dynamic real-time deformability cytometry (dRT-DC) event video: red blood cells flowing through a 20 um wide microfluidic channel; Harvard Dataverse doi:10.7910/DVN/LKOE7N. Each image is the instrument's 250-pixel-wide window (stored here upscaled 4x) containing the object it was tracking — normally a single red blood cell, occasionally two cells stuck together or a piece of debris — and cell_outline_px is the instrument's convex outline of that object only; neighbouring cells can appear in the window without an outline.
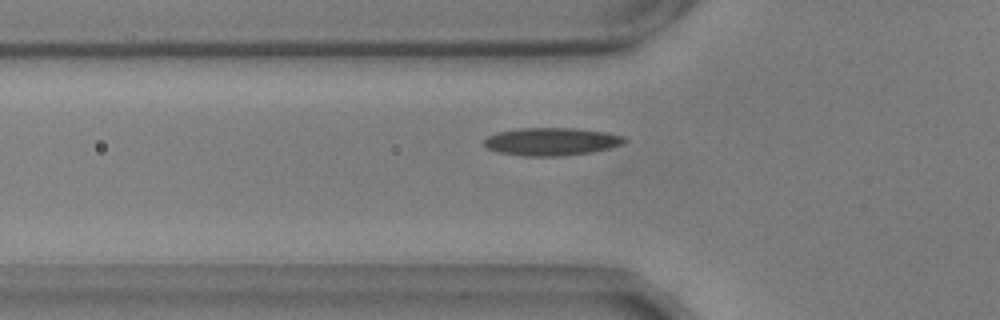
{"species": "common noctule bat (a hibernating species)", "species_latin": "Nyctalus noctula", "temperature_condition": "warm", "stored_images_in_passage": 49, "camera_frame_rate_fps": 3000, "um_per_image_px": 0.085, "animal": {"sex": "male", "body_mass_g": 17.9, "forearm_length_mm": 54.2}, "frame": {"image": 1, "passage_image": 21, "time_ms": 6.667, "image_size_px": [1000, 320], "cell_outline_px": [[628, 140], [624, 144], [592, 152], [560, 156], [524, 156], [496, 152], [488, 148], [484, 144], [484, 140], [488, 136], [496, 132], [520, 128], [576, 128], [608, 132], [624, 136]], "centroid_in_image_um": [46.89, 12.03], "position_along_channel_um": 78.9, "area_um2": 22.95}}
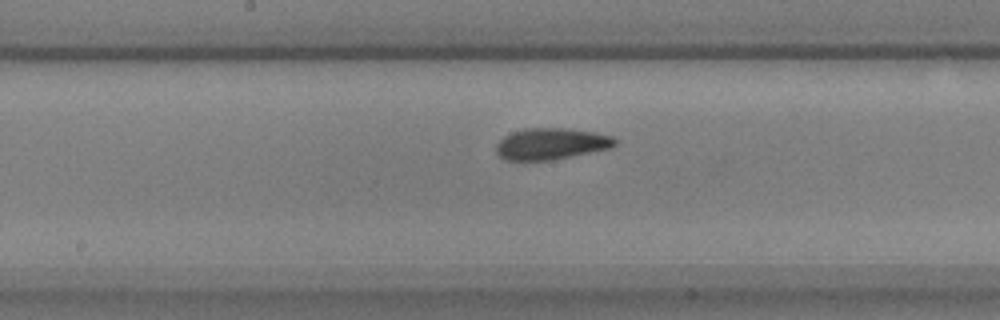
{"frame": {"image": 2, "passage_image": 31, "time_ms": 10.0, "image_size_px": [1000, 320], "cell_outline_px": [[616, 144], [612, 148], [552, 160], [504, 160], [496, 152], [496, 144], [504, 136], [512, 132], [524, 128], [564, 128], [596, 132], [612, 136], [616, 140]], "centroid_in_image_um": [46.85, 12.22], "position_along_channel_um": 201.3, "area_um2": 21.85}}
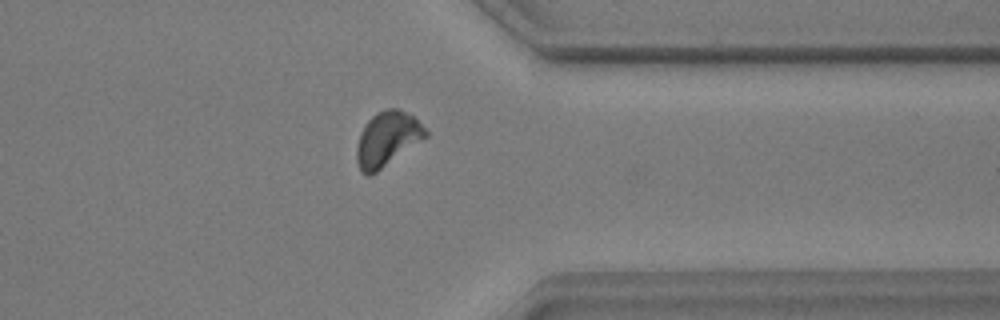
{"frame": {"image": 3, "passage_image": 46, "time_ms": 15.0, "image_size_px": [1000, 320], "cell_outline_px": [[428, 136], [372, 176], [368, 176], [360, 172], [356, 160], [356, 148], [360, 132], [364, 124], [376, 112], [388, 108], [396, 108], [412, 116], [428, 132]], "centroid_in_image_um": [32.87, 11.85], "position_along_channel_um": 378.5, "area_um2": 22.02}, "authors_computed_cell_mechanics": {"area_um2": 21.1548, "velocity_mm_per_s": 3.6536, "shape_relaxation_time_tau1_ms": 3.2687, "shape_relaxation_time_tau2_ms": 1.8112, "deformation_change_tau1": 0.11, "deformation_change_tau2": 0.0635}}